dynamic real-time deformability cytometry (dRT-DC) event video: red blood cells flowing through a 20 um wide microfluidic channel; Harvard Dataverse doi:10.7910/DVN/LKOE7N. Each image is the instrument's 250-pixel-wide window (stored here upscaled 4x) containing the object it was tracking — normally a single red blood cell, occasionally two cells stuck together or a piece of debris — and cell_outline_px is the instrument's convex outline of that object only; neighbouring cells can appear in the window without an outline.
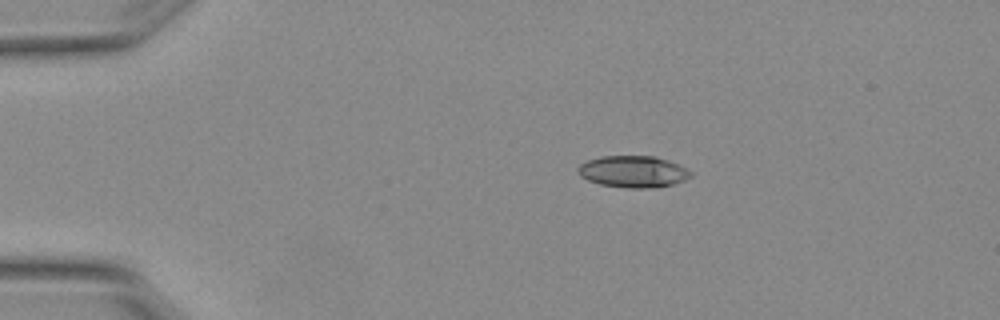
{"species": "Egyptian fruit bat (a non-hibernating species)", "species_latin": "Rousettus aegyptiacus", "temperature_condition": "warm", "stored_images_in_passage": 6, "camera_frame_rate_fps": 3000, "um_per_image_px": 0.085, "animal": {"sex": "female"}, "frame": {"image": 1, "passage_image": 3, "time_ms": 0.667, "image_size_px": [1000, 320], "cell_outline_px": [[692, 176], [684, 180], [672, 184], [656, 188], [628, 188], [600, 184], [588, 180], [580, 176], [576, 168], [580, 164], [588, 160], [600, 156], [652, 156], [668, 160], [680, 164], [692, 172]], "centroid_in_image_um": [53.82, 14.59], "position_along_channel_um": 31.2, "area_um2": 20.92}}
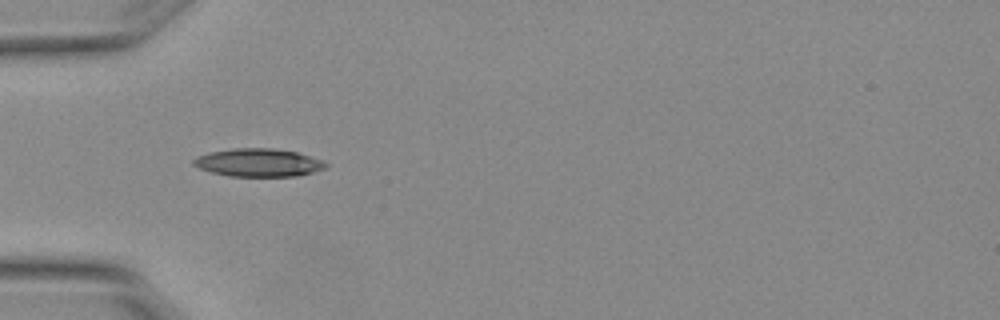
{"frame": {"image": 2, "passage_image": 5, "time_ms": 1.333, "image_size_px": [1000, 320], "cell_outline_px": [[328, 164], [324, 168], [312, 172], [296, 176], [232, 176], [212, 172], [200, 168], [192, 164], [192, 160], [200, 156], [212, 152], [232, 148], [272, 148], [296, 152], [320, 160]], "centroid_in_image_um": [21.95, 13.82], "position_along_channel_um": 63.0, "area_um2": 21.15}}
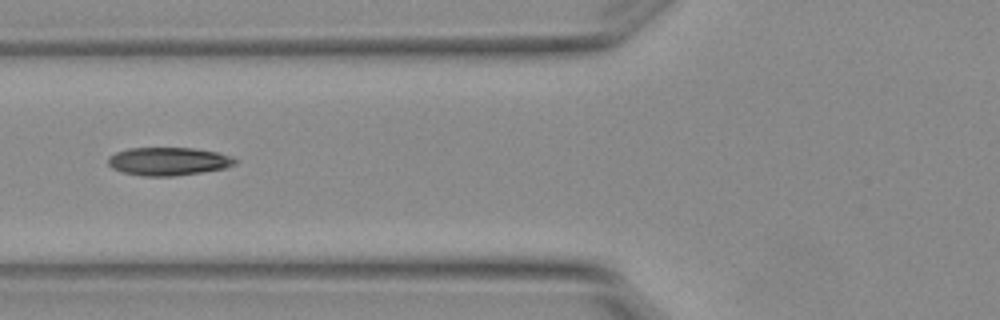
{"frame": {"image": 3, "passage_image": 6, "time_ms": 1.667, "image_size_px": [1000, 320], "cell_outline_px": [[236, 164], [224, 168], [200, 172], [172, 176], [144, 176], [124, 172], [112, 168], [108, 164], [108, 160], [116, 152], [128, 148], [192, 148], [216, 152], [232, 156], [236, 160]], "centroid_in_image_um": [14.32, 13.71], "position_along_channel_um": 111.5, "area_um2": 20.52}}